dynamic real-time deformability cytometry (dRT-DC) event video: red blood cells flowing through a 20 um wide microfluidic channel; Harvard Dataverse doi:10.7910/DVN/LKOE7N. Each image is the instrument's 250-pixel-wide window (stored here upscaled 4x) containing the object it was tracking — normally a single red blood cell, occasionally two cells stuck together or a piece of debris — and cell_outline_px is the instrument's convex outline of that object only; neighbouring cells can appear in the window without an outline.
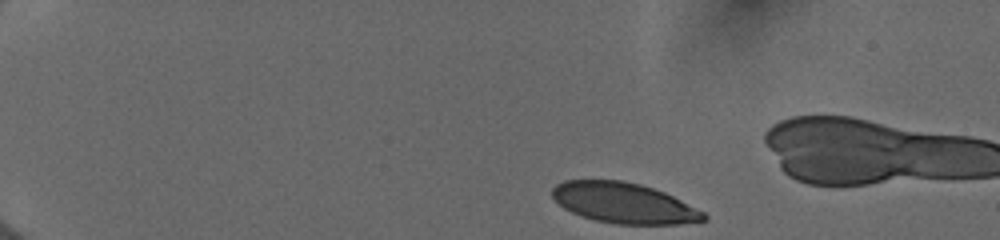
{"species": "human", "species_latin": "Homo sapiens", "temperature_condition": "cold", "stored_images_in_passage": 45, "camera_frame_rate_fps": 3000, "um_per_image_px": 0.085, "donor": {"sex": "female"}, "frame": {"image": 1, "passage_image": 1, "time_ms": 0.0, "image_size_px": [1000, 240], "cell_outline_px": [[708, 220], [680, 224], [616, 224], [596, 220], [572, 212], [564, 208], [552, 196], [552, 188], [556, 184], [564, 180], [624, 180], [640, 184], [664, 192], [704, 212], [708, 216]], "centroid_in_image_um": [53.04, 17.25], "position_along_channel_um": 32.0, "area_um2": 35.55}}
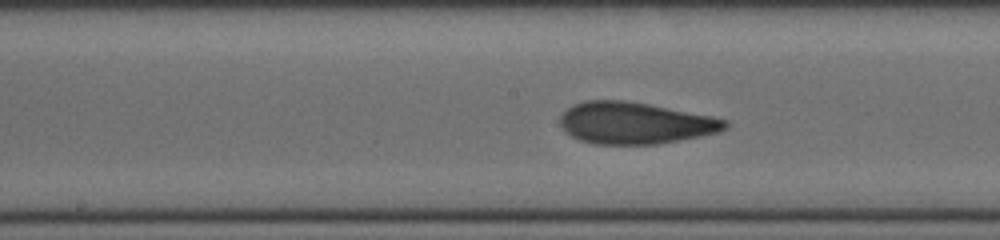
{"frame": {"image": 2, "passage_image": 21, "time_ms": 6.667, "image_size_px": [1000, 240], "cell_outline_px": [[728, 128], [720, 132], [680, 140], [656, 144], [596, 144], [580, 140], [564, 132], [560, 124], [560, 116], [572, 104], [584, 100], [624, 100], [648, 104], [712, 116], [728, 120]], "centroid_in_image_um": [53.97, 10.45], "position_along_channel_um": 194.2, "area_um2": 40.23}}
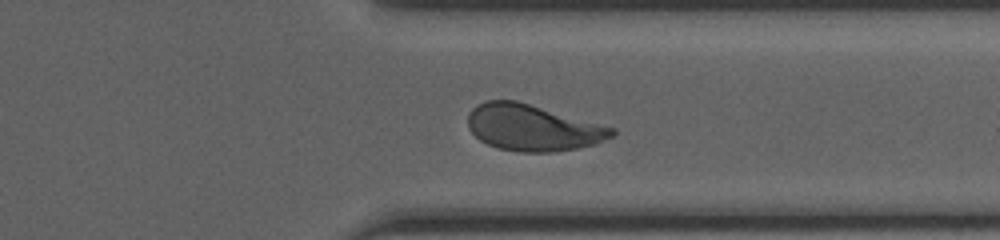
{"frame": {"image": 3, "passage_image": 34, "time_ms": 11.0, "image_size_px": [1000, 240], "cell_outline_px": [[616, 132], [612, 136], [596, 144], [576, 148], [552, 152], [520, 152], [500, 148], [488, 144], [480, 140], [468, 128], [468, 112], [476, 104], [484, 100], [516, 100], [616, 128]], "centroid_in_image_um": [45.27, 10.84], "position_along_channel_um": 366.1, "area_um2": 38.84}, "authors_computed_cell_mechanics": {"area_um2": 39.1306, "velocity_mm_per_s": 3.972, "shape_relaxation_time_tau1_ms": 5.6582, "shape_relaxation_time_tau2_ms": 1.0679, "deformation_change_tau1": 0.1841, "deformation_change_tau2": 0.0788}}